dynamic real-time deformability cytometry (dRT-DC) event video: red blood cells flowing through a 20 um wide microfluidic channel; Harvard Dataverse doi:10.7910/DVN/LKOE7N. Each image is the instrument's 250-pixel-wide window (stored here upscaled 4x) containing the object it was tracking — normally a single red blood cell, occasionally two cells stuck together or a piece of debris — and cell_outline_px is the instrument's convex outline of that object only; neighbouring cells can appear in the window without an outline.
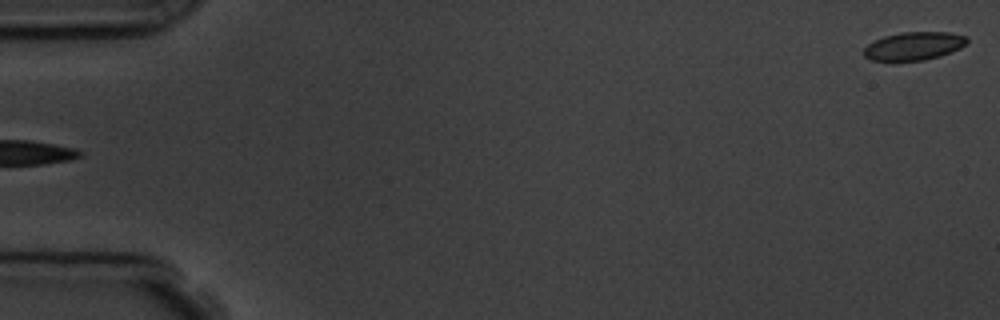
{"species": "common noctule bat (a hibernating species)", "species_latin": "Nyctalus noctula", "temperature_condition": "room temperature", "stored_images_in_passage": 5, "camera_frame_rate_fps": 3000, "um_per_image_px": 0.085, "animal": {"sex": "male", "body_mass_g": 19.5, "forearm_length_mm": 54.6}, "frame": {"image": 1, "passage_image": 5, "time_ms": 4.667, "image_size_px": [1000, 320], "cell_outline_px": [[968, 40], [960, 48], [940, 56], [924, 60], [872, 60], [864, 56], [864, 48], [868, 44], [884, 36], [900, 32], [948, 32], [968, 36]], "centroid_in_image_um": [77.69, 3.9], "position_along_channel_um": 7.3, "area_um2": 16.76}}